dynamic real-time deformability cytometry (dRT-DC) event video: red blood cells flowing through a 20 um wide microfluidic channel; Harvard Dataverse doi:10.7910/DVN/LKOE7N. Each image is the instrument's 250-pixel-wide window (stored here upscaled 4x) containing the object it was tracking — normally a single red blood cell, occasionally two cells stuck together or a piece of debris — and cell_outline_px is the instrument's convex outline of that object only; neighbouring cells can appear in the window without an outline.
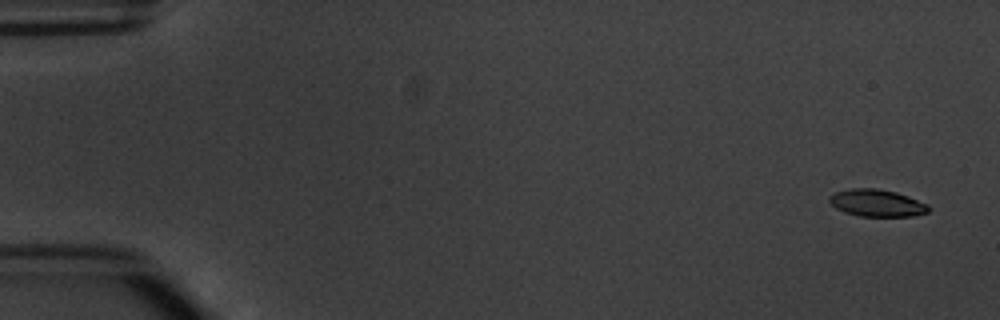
{"species": "common noctule bat (a hibernating species)", "species_latin": "Nyctalus noctula", "temperature_condition": "warm", "stored_images_in_passage": 6, "segment_of_instrument_passage": [1, 2], "camera_frame_rate_fps": 3000, "um_per_image_px": 0.085, "animal": {"sex": "male", "body_mass_g": 20.1, "forearm_length_mm": 53.5}, "frame": {"image": 1, "passage_image": 1, "time_ms": 0.0, "image_size_px": [1000, 320], "cell_outline_px": [[932, 208], [928, 212], [912, 216], [860, 216], [844, 212], [836, 208], [828, 200], [828, 196], [836, 192], [852, 188], [876, 188], [896, 192], [908, 196], [928, 204]], "centroid_in_image_um": [74.55, 17.25], "position_along_channel_um": 10.5, "area_um2": 15.72}}
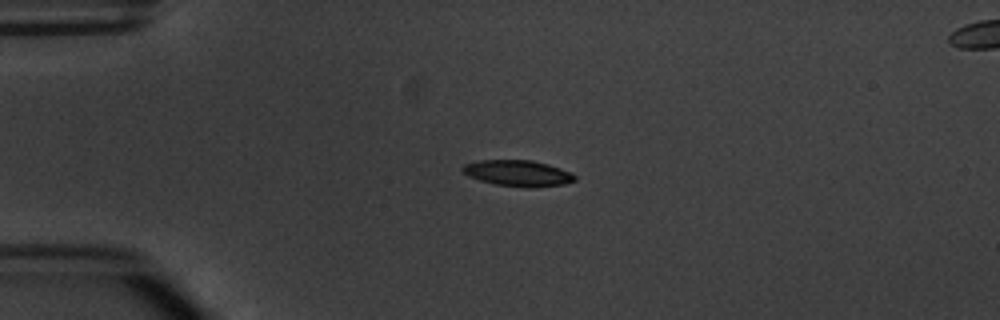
{"frame": {"image": 2, "passage_image": 4, "time_ms": 3.667, "image_size_px": [1000, 320], "cell_outline_px": [[576, 180], [564, 184], [536, 188], [528, 188], [496, 184], [480, 180], [468, 176], [460, 168], [464, 164], [476, 160], [532, 160], [548, 164], [572, 172], [576, 176]], "centroid_in_image_um": [44.04, 14.72], "position_along_channel_um": 41.0, "area_um2": 17.22}}